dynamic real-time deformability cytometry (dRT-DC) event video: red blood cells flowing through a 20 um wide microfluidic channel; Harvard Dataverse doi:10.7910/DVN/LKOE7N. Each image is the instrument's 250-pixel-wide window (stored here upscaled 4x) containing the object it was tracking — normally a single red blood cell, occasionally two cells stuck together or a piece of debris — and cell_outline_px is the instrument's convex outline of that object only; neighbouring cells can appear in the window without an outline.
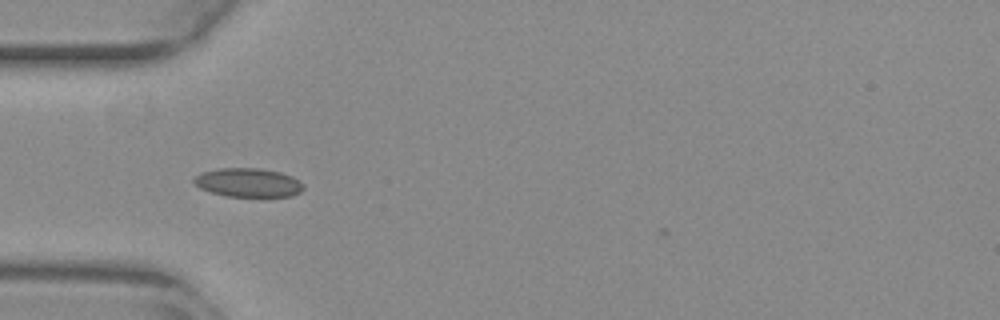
{"species": "common noctule bat (a hibernating species)", "species_latin": "Nyctalus noctula", "temperature_condition": "warm", "stored_images_in_passage": 40, "camera_frame_rate_fps": 3000, "um_per_image_px": 0.085, "animal": {"sex": "female", "body_mass_g": 29.2, "forearm_length_mm": 56.3}, "frame": {"image": 1, "passage_image": 2, "time_ms": 0.333, "image_size_px": [1000, 320], "cell_outline_px": [[304, 188], [300, 192], [292, 196], [224, 196], [200, 188], [192, 180], [200, 172], [220, 168], [260, 168], [280, 172], [292, 176], [300, 180], [304, 184]], "centroid_in_image_um": [21.12, 15.51], "position_along_channel_um": 63.9, "area_um2": 18.44}}
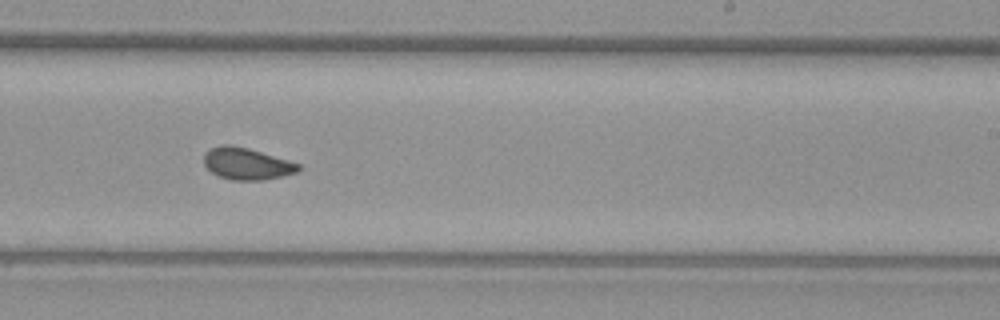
{"frame": {"image": 2, "passage_image": 18, "time_ms": 5.667, "image_size_px": [1000, 320], "cell_outline_px": [[300, 168], [296, 172], [264, 180], [232, 180], [220, 176], [212, 172], [204, 164], [204, 152], [220, 144], [232, 144], [248, 148], [288, 160], [300, 164]], "centroid_in_image_um": [20.94, 13.9], "position_along_channel_um": 268.1, "area_um2": 17.4}}
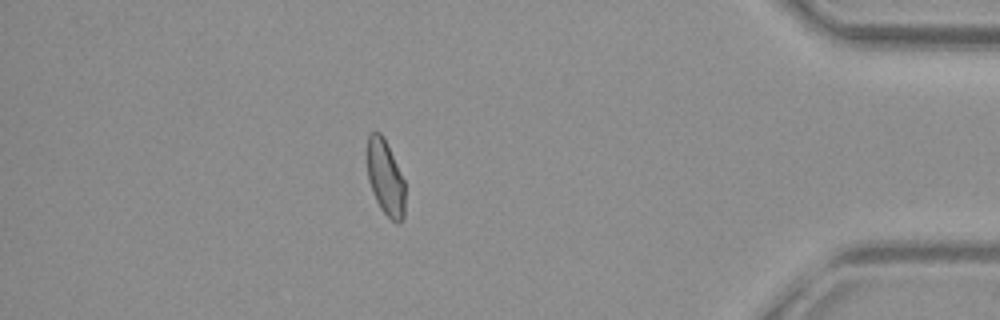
{"frame": {"image": 3, "passage_image": 32, "time_ms": 10.333, "image_size_px": [1000, 320], "cell_outline_px": [[404, 216], [400, 224], [396, 224], [380, 208], [372, 192], [368, 180], [364, 152], [368, 132], [380, 132], [384, 136], [404, 180]], "centroid_in_image_um": [32.7, 15.03], "position_along_channel_um": 402.5, "area_um2": 17.28}, "authors_computed_cell_mechanics": {"area_um2": 17.3689, "velocity_mm_per_s": 3.8435, "shape_relaxation_time_tau1_ms": null, "shape_relaxation_time_tau2_ms": 1.4331, "deformation_change_tau1": null, "deformation_change_tau2": 0.0712}}